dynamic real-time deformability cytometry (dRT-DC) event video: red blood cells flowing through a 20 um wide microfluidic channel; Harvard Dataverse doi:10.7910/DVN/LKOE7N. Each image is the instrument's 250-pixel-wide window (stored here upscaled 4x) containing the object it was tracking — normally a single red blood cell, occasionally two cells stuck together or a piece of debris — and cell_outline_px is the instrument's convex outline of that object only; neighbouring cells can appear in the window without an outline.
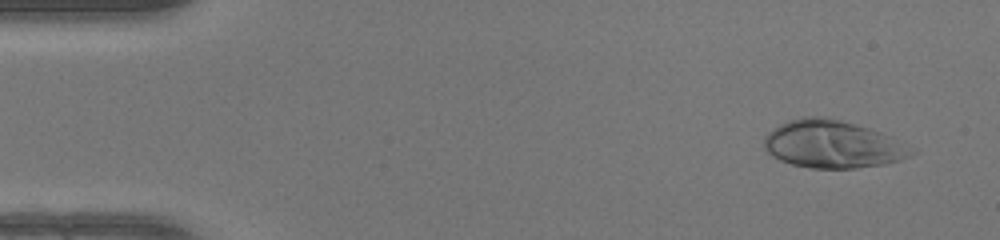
{"species": "human", "species_latin": "Homo sapiens", "temperature_condition": "warm", "stored_images_in_passage": 50, "camera_frame_rate_fps": 3000, "um_per_image_px": 0.085, "donor": {"sex": "female"}, "frame": {"image": 1, "passage_image": 4, "time_ms": 1.0, "image_size_px": [1000, 240], "cell_outline_px": [[916, 152], [912, 156], [900, 160], [884, 164], [856, 168], [812, 168], [792, 164], [780, 160], [772, 156], [764, 148], [764, 136], [768, 132], [780, 124], [788, 120], [804, 116], [820, 116], [840, 120], [868, 128], [880, 132], [888, 136]], "centroid_in_image_um": [70.71, 12.26], "position_along_channel_um": 14.3, "area_um2": 40.46}}
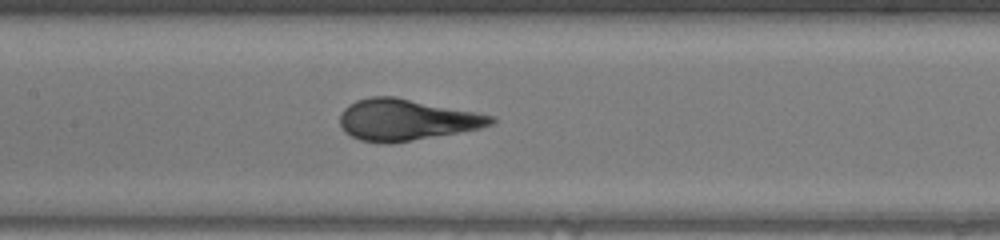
{"frame": {"image": 2, "passage_image": 24, "time_ms": 7.667, "image_size_px": [1000, 240], "cell_outline_px": [[496, 124], [480, 128], [412, 140], [388, 144], [384, 144], [360, 140], [344, 132], [340, 124], [340, 112], [348, 104], [356, 100], [372, 96], [396, 96], [496, 116]], "centroid_in_image_um": [34.52, 10.17], "position_along_channel_um": 172.9, "area_um2": 36.53}}
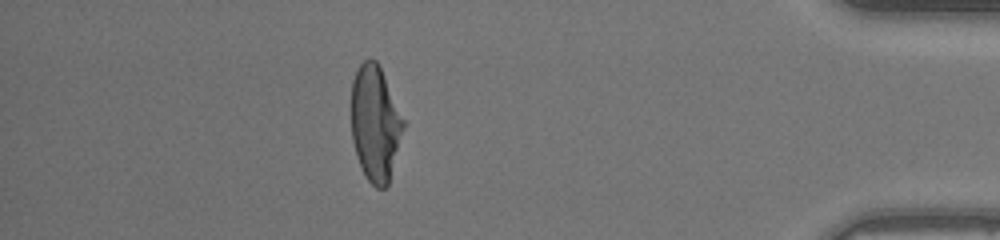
{"frame": {"image": 3, "passage_image": 44, "time_ms": 14.333, "image_size_px": [1000, 240], "cell_outline_px": [[404, 128], [388, 184], [384, 188], [376, 188], [364, 176], [356, 156], [352, 140], [352, 80], [360, 64], [368, 56], [376, 60], [380, 68], [404, 120]], "centroid_in_image_um": [31.88, 10.5], "position_along_channel_um": 403.3, "area_um2": 34.8}, "authors_computed_cell_mechanics": {"area_um2": 36.5296, "velocity_mm_per_s": 4.1721, "shape_relaxation_time_tau1_ms": 5.0058, "shape_relaxation_time_tau2_ms": null, "deformation_change_tau1": 0.2991, "deformation_change_tau2": null}}